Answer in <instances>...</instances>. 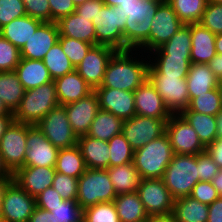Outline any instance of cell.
I'll use <instances>...</instances> for the list:
<instances>
[{"instance_id": "11e5206c", "label": "cell", "mask_w": 222, "mask_h": 222, "mask_svg": "<svg viewBox=\"0 0 222 222\" xmlns=\"http://www.w3.org/2000/svg\"><path fill=\"white\" fill-rule=\"evenodd\" d=\"M208 2L222 4V0H208Z\"/></svg>"}, {"instance_id": "d6a6232c", "label": "cell", "mask_w": 222, "mask_h": 222, "mask_svg": "<svg viewBox=\"0 0 222 222\" xmlns=\"http://www.w3.org/2000/svg\"><path fill=\"white\" fill-rule=\"evenodd\" d=\"M191 47L190 24H184L168 42L148 53V56H184V59H191Z\"/></svg>"}, {"instance_id": "7402d4cb", "label": "cell", "mask_w": 222, "mask_h": 222, "mask_svg": "<svg viewBox=\"0 0 222 222\" xmlns=\"http://www.w3.org/2000/svg\"><path fill=\"white\" fill-rule=\"evenodd\" d=\"M55 173L54 167L24 166L13 174V180L29 195L37 197L52 186Z\"/></svg>"}, {"instance_id": "4316f807", "label": "cell", "mask_w": 222, "mask_h": 222, "mask_svg": "<svg viewBox=\"0 0 222 222\" xmlns=\"http://www.w3.org/2000/svg\"><path fill=\"white\" fill-rule=\"evenodd\" d=\"M15 72L25 90L37 88L53 81L43 60L21 58Z\"/></svg>"}, {"instance_id": "8fae6325", "label": "cell", "mask_w": 222, "mask_h": 222, "mask_svg": "<svg viewBox=\"0 0 222 222\" xmlns=\"http://www.w3.org/2000/svg\"><path fill=\"white\" fill-rule=\"evenodd\" d=\"M36 126L59 149L77 144L78 136L72 130L66 110L62 105L53 108Z\"/></svg>"}, {"instance_id": "753ad0ef", "label": "cell", "mask_w": 222, "mask_h": 222, "mask_svg": "<svg viewBox=\"0 0 222 222\" xmlns=\"http://www.w3.org/2000/svg\"><path fill=\"white\" fill-rule=\"evenodd\" d=\"M218 91H219V94H220L221 107H222V80L219 81V83H218Z\"/></svg>"}, {"instance_id": "f907efd6", "label": "cell", "mask_w": 222, "mask_h": 222, "mask_svg": "<svg viewBox=\"0 0 222 222\" xmlns=\"http://www.w3.org/2000/svg\"><path fill=\"white\" fill-rule=\"evenodd\" d=\"M26 14L43 22H51V10L48 0H22Z\"/></svg>"}, {"instance_id": "7a4b0ae2", "label": "cell", "mask_w": 222, "mask_h": 222, "mask_svg": "<svg viewBox=\"0 0 222 222\" xmlns=\"http://www.w3.org/2000/svg\"><path fill=\"white\" fill-rule=\"evenodd\" d=\"M163 0H133L120 4L121 11L127 18L124 28V51L139 50L147 41L158 6Z\"/></svg>"}, {"instance_id": "f5cc1de1", "label": "cell", "mask_w": 222, "mask_h": 222, "mask_svg": "<svg viewBox=\"0 0 222 222\" xmlns=\"http://www.w3.org/2000/svg\"><path fill=\"white\" fill-rule=\"evenodd\" d=\"M189 196L206 205H210L219 197L210 181H198Z\"/></svg>"}, {"instance_id": "d590c367", "label": "cell", "mask_w": 222, "mask_h": 222, "mask_svg": "<svg viewBox=\"0 0 222 222\" xmlns=\"http://www.w3.org/2000/svg\"><path fill=\"white\" fill-rule=\"evenodd\" d=\"M180 115L194 128L199 140L207 147L218 137L216 116L183 110Z\"/></svg>"}, {"instance_id": "ba28073f", "label": "cell", "mask_w": 222, "mask_h": 222, "mask_svg": "<svg viewBox=\"0 0 222 222\" xmlns=\"http://www.w3.org/2000/svg\"><path fill=\"white\" fill-rule=\"evenodd\" d=\"M148 80L162 97L171 114H180L189 105V94L186 78L157 74L150 66Z\"/></svg>"}, {"instance_id": "ab89813d", "label": "cell", "mask_w": 222, "mask_h": 222, "mask_svg": "<svg viewBox=\"0 0 222 222\" xmlns=\"http://www.w3.org/2000/svg\"><path fill=\"white\" fill-rule=\"evenodd\" d=\"M43 62L53 81L75 70V67L63 52L59 42L47 52Z\"/></svg>"}, {"instance_id": "52a82bcc", "label": "cell", "mask_w": 222, "mask_h": 222, "mask_svg": "<svg viewBox=\"0 0 222 222\" xmlns=\"http://www.w3.org/2000/svg\"><path fill=\"white\" fill-rule=\"evenodd\" d=\"M127 18L118 7L104 5L92 19L96 33V45H105L116 51H124V28Z\"/></svg>"}, {"instance_id": "681fc988", "label": "cell", "mask_w": 222, "mask_h": 222, "mask_svg": "<svg viewBox=\"0 0 222 222\" xmlns=\"http://www.w3.org/2000/svg\"><path fill=\"white\" fill-rule=\"evenodd\" d=\"M25 15L27 14L22 0H0V29Z\"/></svg>"}, {"instance_id": "f1b7e54d", "label": "cell", "mask_w": 222, "mask_h": 222, "mask_svg": "<svg viewBox=\"0 0 222 222\" xmlns=\"http://www.w3.org/2000/svg\"><path fill=\"white\" fill-rule=\"evenodd\" d=\"M189 99L218 88L219 80L208 64H191L186 77Z\"/></svg>"}, {"instance_id": "c3c4849f", "label": "cell", "mask_w": 222, "mask_h": 222, "mask_svg": "<svg viewBox=\"0 0 222 222\" xmlns=\"http://www.w3.org/2000/svg\"><path fill=\"white\" fill-rule=\"evenodd\" d=\"M199 23L214 34L222 33V4L208 2Z\"/></svg>"}, {"instance_id": "74e56055", "label": "cell", "mask_w": 222, "mask_h": 222, "mask_svg": "<svg viewBox=\"0 0 222 222\" xmlns=\"http://www.w3.org/2000/svg\"><path fill=\"white\" fill-rule=\"evenodd\" d=\"M149 66L157 73L165 76L186 78L191 65V59L184 56H148Z\"/></svg>"}, {"instance_id": "f546056e", "label": "cell", "mask_w": 222, "mask_h": 222, "mask_svg": "<svg viewBox=\"0 0 222 222\" xmlns=\"http://www.w3.org/2000/svg\"><path fill=\"white\" fill-rule=\"evenodd\" d=\"M113 203L120 222H146L149 218L137 191L118 194Z\"/></svg>"}, {"instance_id": "a7ac6f4b", "label": "cell", "mask_w": 222, "mask_h": 222, "mask_svg": "<svg viewBox=\"0 0 222 222\" xmlns=\"http://www.w3.org/2000/svg\"><path fill=\"white\" fill-rule=\"evenodd\" d=\"M133 0H103L104 4L107 6L119 7L120 4L128 3Z\"/></svg>"}, {"instance_id": "816d5d0a", "label": "cell", "mask_w": 222, "mask_h": 222, "mask_svg": "<svg viewBox=\"0 0 222 222\" xmlns=\"http://www.w3.org/2000/svg\"><path fill=\"white\" fill-rule=\"evenodd\" d=\"M199 181H210L218 174L220 168L207 151L197 154Z\"/></svg>"}, {"instance_id": "5bb4252c", "label": "cell", "mask_w": 222, "mask_h": 222, "mask_svg": "<svg viewBox=\"0 0 222 222\" xmlns=\"http://www.w3.org/2000/svg\"><path fill=\"white\" fill-rule=\"evenodd\" d=\"M166 133L174 154L197 155L206 151L194 128L180 114L170 116Z\"/></svg>"}, {"instance_id": "3957f363", "label": "cell", "mask_w": 222, "mask_h": 222, "mask_svg": "<svg viewBox=\"0 0 222 222\" xmlns=\"http://www.w3.org/2000/svg\"><path fill=\"white\" fill-rule=\"evenodd\" d=\"M174 152L167 133L134 151L133 164L142 179L162 178Z\"/></svg>"}, {"instance_id": "d4e9b609", "label": "cell", "mask_w": 222, "mask_h": 222, "mask_svg": "<svg viewBox=\"0 0 222 222\" xmlns=\"http://www.w3.org/2000/svg\"><path fill=\"white\" fill-rule=\"evenodd\" d=\"M56 24L59 30V37H71L96 45L95 27L90 19L73 12L59 19Z\"/></svg>"}, {"instance_id": "db71d44e", "label": "cell", "mask_w": 222, "mask_h": 222, "mask_svg": "<svg viewBox=\"0 0 222 222\" xmlns=\"http://www.w3.org/2000/svg\"><path fill=\"white\" fill-rule=\"evenodd\" d=\"M48 2L51 10V22H57L76 10L72 0H48Z\"/></svg>"}, {"instance_id": "30bf717a", "label": "cell", "mask_w": 222, "mask_h": 222, "mask_svg": "<svg viewBox=\"0 0 222 222\" xmlns=\"http://www.w3.org/2000/svg\"><path fill=\"white\" fill-rule=\"evenodd\" d=\"M27 124L12 121L0 140V154L5 166L14 174L24 167L26 158Z\"/></svg>"}, {"instance_id": "277c9868", "label": "cell", "mask_w": 222, "mask_h": 222, "mask_svg": "<svg viewBox=\"0 0 222 222\" xmlns=\"http://www.w3.org/2000/svg\"><path fill=\"white\" fill-rule=\"evenodd\" d=\"M59 105L54 81L25 91L13 119L19 123L36 125L53 108Z\"/></svg>"}, {"instance_id": "8c879c8a", "label": "cell", "mask_w": 222, "mask_h": 222, "mask_svg": "<svg viewBox=\"0 0 222 222\" xmlns=\"http://www.w3.org/2000/svg\"><path fill=\"white\" fill-rule=\"evenodd\" d=\"M0 115H13V113L7 110V108L4 106L1 100H0Z\"/></svg>"}, {"instance_id": "03108f58", "label": "cell", "mask_w": 222, "mask_h": 222, "mask_svg": "<svg viewBox=\"0 0 222 222\" xmlns=\"http://www.w3.org/2000/svg\"><path fill=\"white\" fill-rule=\"evenodd\" d=\"M0 178H13V174L5 166L0 154Z\"/></svg>"}, {"instance_id": "b9f144b4", "label": "cell", "mask_w": 222, "mask_h": 222, "mask_svg": "<svg viewBox=\"0 0 222 222\" xmlns=\"http://www.w3.org/2000/svg\"><path fill=\"white\" fill-rule=\"evenodd\" d=\"M109 167H115L133 162L134 150L124 135L113 136L109 141Z\"/></svg>"}, {"instance_id": "6f0895ef", "label": "cell", "mask_w": 222, "mask_h": 222, "mask_svg": "<svg viewBox=\"0 0 222 222\" xmlns=\"http://www.w3.org/2000/svg\"><path fill=\"white\" fill-rule=\"evenodd\" d=\"M206 151L212 157L213 161L222 168V138L217 137L206 147Z\"/></svg>"}, {"instance_id": "83f0119b", "label": "cell", "mask_w": 222, "mask_h": 222, "mask_svg": "<svg viewBox=\"0 0 222 222\" xmlns=\"http://www.w3.org/2000/svg\"><path fill=\"white\" fill-rule=\"evenodd\" d=\"M43 21L25 15L0 29V35L21 50Z\"/></svg>"}, {"instance_id": "ffe728a7", "label": "cell", "mask_w": 222, "mask_h": 222, "mask_svg": "<svg viewBox=\"0 0 222 222\" xmlns=\"http://www.w3.org/2000/svg\"><path fill=\"white\" fill-rule=\"evenodd\" d=\"M56 22H43L20 50L21 58L43 60L47 52L58 42Z\"/></svg>"}, {"instance_id": "94428289", "label": "cell", "mask_w": 222, "mask_h": 222, "mask_svg": "<svg viewBox=\"0 0 222 222\" xmlns=\"http://www.w3.org/2000/svg\"><path fill=\"white\" fill-rule=\"evenodd\" d=\"M211 71L218 78L219 81L222 80V54H216L211 61L208 63Z\"/></svg>"}, {"instance_id": "003e7915", "label": "cell", "mask_w": 222, "mask_h": 222, "mask_svg": "<svg viewBox=\"0 0 222 222\" xmlns=\"http://www.w3.org/2000/svg\"><path fill=\"white\" fill-rule=\"evenodd\" d=\"M11 180H13V178H0V216H1L2 196L4 188Z\"/></svg>"}, {"instance_id": "6125c7cd", "label": "cell", "mask_w": 222, "mask_h": 222, "mask_svg": "<svg viewBox=\"0 0 222 222\" xmlns=\"http://www.w3.org/2000/svg\"><path fill=\"white\" fill-rule=\"evenodd\" d=\"M146 222H177L173 214L149 216Z\"/></svg>"}, {"instance_id": "7c38bea8", "label": "cell", "mask_w": 222, "mask_h": 222, "mask_svg": "<svg viewBox=\"0 0 222 222\" xmlns=\"http://www.w3.org/2000/svg\"><path fill=\"white\" fill-rule=\"evenodd\" d=\"M168 120L134 115L123 120L122 134L135 151L166 133Z\"/></svg>"}, {"instance_id": "4fadbf2b", "label": "cell", "mask_w": 222, "mask_h": 222, "mask_svg": "<svg viewBox=\"0 0 222 222\" xmlns=\"http://www.w3.org/2000/svg\"><path fill=\"white\" fill-rule=\"evenodd\" d=\"M35 207V197L29 195L14 180L6 185L1 207V218L5 222H28Z\"/></svg>"}, {"instance_id": "1f68e13d", "label": "cell", "mask_w": 222, "mask_h": 222, "mask_svg": "<svg viewBox=\"0 0 222 222\" xmlns=\"http://www.w3.org/2000/svg\"><path fill=\"white\" fill-rule=\"evenodd\" d=\"M25 91L15 71L0 72V100L9 112H15Z\"/></svg>"}, {"instance_id": "603a6c76", "label": "cell", "mask_w": 222, "mask_h": 222, "mask_svg": "<svg viewBox=\"0 0 222 222\" xmlns=\"http://www.w3.org/2000/svg\"><path fill=\"white\" fill-rule=\"evenodd\" d=\"M191 64H208L217 54L215 46L216 34L200 23H190Z\"/></svg>"}, {"instance_id": "44dd1931", "label": "cell", "mask_w": 222, "mask_h": 222, "mask_svg": "<svg viewBox=\"0 0 222 222\" xmlns=\"http://www.w3.org/2000/svg\"><path fill=\"white\" fill-rule=\"evenodd\" d=\"M136 115L169 120L172 115L162 97L147 79L134 92Z\"/></svg>"}, {"instance_id": "ac0fdd59", "label": "cell", "mask_w": 222, "mask_h": 222, "mask_svg": "<svg viewBox=\"0 0 222 222\" xmlns=\"http://www.w3.org/2000/svg\"><path fill=\"white\" fill-rule=\"evenodd\" d=\"M64 108L74 133L78 137L86 135L100 110L98 95L93 91L76 102L64 105Z\"/></svg>"}, {"instance_id": "836d02e7", "label": "cell", "mask_w": 222, "mask_h": 222, "mask_svg": "<svg viewBox=\"0 0 222 222\" xmlns=\"http://www.w3.org/2000/svg\"><path fill=\"white\" fill-rule=\"evenodd\" d=\"M122 125L123 120L121 118L100 109L86 135L108 142L113 136L122 133Z\"/></svg>"}, {"instance_id": "484cf974", "label": "cell", "mask_w": 222, "mask_h": 222, "mask_svg": "<svg viewBox=\"0 0 222 222\" xmlns=\"http://www.w3.org/2000/svg\"><path fill=\"white\" fill-rule=\"evenodd\" d=\"M77 145L81 150L87 168H109L110 150L108 142L83 135L78 137Z\"/></svg>"}, {"instance_id": "bcb514c9", "label": "cell", "mask_w": 222, "mask_h": 222, "mask_svg": "<svg viewBox=\"0 0 222 222\" xmlns=\"http://www.w3.org/2000/svg\"><path fill=\"white\" fill-rule=\"evenodd\" d=\"M20 59V50L0 35V72L15 71Z\"/></svg>"}, {"instance_id": "e7e4bbea", "label": "cell", "mask_w": 222, "mask_h": 222, "mask_svg": "<svg viewBox=\"0 0 222 222\" xmlns=\"http://www.w3.org/2000/svg\"><path fill=\"white\" fill-rule=\"evenodd\" d=\"M212 185L216 189L219 196H222V168L218 174L211 180Z\"/></svg>"}, {"instance_id": "e0dca14e", "label": "cell", "mask_w": 222, "mask_h": 222, "mask_svg": "<svg viewBox=\"0 0 222 222\" xmlns=\"http://www.w3.org/2000/svg\"><path fill=\"white\" fill-rule=\"evenodd\" d=\"M115 52L116 50L112 47L95 45L75 68L93 90L101 85L107 64Z\"/></svg>"}, {"instance_id": "e575fe53", "label": "cell", "mask_w": 222, "mask_h": 222, "mask_svg": "<svg viewBox=\"0 0 222 222\" xmlns=\"http://www.w3.org/2000/svg\"><path fill=\"white\" fill-rule=\"evenodd\" d=\"M172 214L177 222H207L208 205L191 196L175 199Z\"/></svg>"}, {"instance_id": "6da1fadb", "label": "cell", "mask_w": 222, "mask_h": 222, "mask_svg": "<svg viewBox=\"0 0 222 222\" xmlns=\"http://www.w3.org/2000/svg\"><path fill=\"white\" fill-rule=\"evenodd\" d=\"M149 57L140 50L116 51L99 87L134 92L148 79Z\"/></svg>"}, {"instance_id": "f6af8a7d", "label": "cell", "mask_w": 222, "mask_h": 222, "mask_svg": "<svg viewBox=\"0 0 222 222\" xmlns=\"http://www.w3.org/2000/svg\"><path fill=\"white\" fill-rule=\"evenodd\" d=\"M58 42L75 68L82 62L89 50L94 46L93 44L71 37H59Z\"/></svg>"}, {"instance_id": "9c48e42d", "label": "cell", "mask_w": 222, "mask_h": 222, "mask_svg": "<svg viewBox=\"0 0 222 222\" xmlns=\"http://www.w3.org/2000/svg\"><path fill=\"white\" fill-rule=\"evenodd\" d=\"M184 23L178 18L172 7L163 1L157 8L151 21L148 41L139 49L148 54L168 42Z\"/></svg>"}, {"instance_id": "7dc6e473", "label": "cell", "mask_w": 222, "mask_h": 222, "mask_svg": "<svg viewBox=\"0 0 222 222\" xmlns=\"http://www.w3.org/2000/svg\"><path fill=\"white\" fill-rule=\"evenodd\" d=\"M52 187L60 194V196L64 200L77 199L78 178L56 172L53 179Z\"/></svg>"}, {"instance_id": "89a4df30", "label": "cell", "mask_w": 222, "mask_h": 222, "mask_svg": "<svg viewBox=\"0 0 222 222\" xmlns=\"http://www.w3.org/2000/svg\"><path fill=\"white\" fill-rule=\"evenodd\" d=\"M216 52L222 54V33L216 34L215 37Z\"/></svg>"}, {"instance_id": "91938a15", "label": "cell", "mask_w": 222, "mask_h": 222, "mask_svg": "<svg viewBox=\"0 0 222 222\" xmlns=\"http://www.w3.org/2000/svg\"><path fill=\"white\" fill-rule=\"evenodd\" d=\"M28 222H57L50 211L35 207Z\"/></svg>"}, {"instance_id": "4dcf8cb0", "label": "cell", "mask_w": 222, "mask_h": 222, "mask_svg": "<svg viewBox=\"0 0 222 222\" xmlns=\"http://www.w3.org/2000/svg\"><path fill=\"white\" fill-rule=\"evenodd\" d=\"M116 194L136 192L142 180L133 162L106 169Z\"/></svg>"}, {"instance_id": "11a10c76", "label": "cell", "mask_w": 222, "mask_h": 222, "mask_svg": "<svg viewBox=\"0 0 222 222\" xmlns=\"http://www.w3.org/2000/svg\"><path fill=\"white\" fill-rule=\"evenodd\" d=\"M63 201L64 199L52 186L46 188L35 197L36 207H55Z\"/></svg>"}, {"instance_id": "5b68a950", "label": "cell", "mask_w": 222, "mask_h": 222, "mask_svg": "<svg viewBox=\"0 0 222 222\" xmlns=\"http://www.w3.org/2000/svg\"><path fill=\"white\" fill-rule=\"evenodd\" d=\"M197 155L174 154L162 180L174 199L187 197L199 181Z\"/></svg>"}, {"instance_id": "680465c9", "label": "cell", "mask_w": 222, "mask_h": 222, "mask_svg": "<svg viewBox=\"0 0 222 222\" xmlns=\"http://www.w3.org/2000/svg\"><path fill=\"white\" fill-rule=\"evenodd\" d=\"M207 222H222V196L208 205Z\"/></svg>"}, {"instance_id": "2644e50d", "label": "cell", "mask_w": 222, "mask_h": 222, "mask_svg": "<svg viewBox=\"0 0 222 222\" xmlns=\"http://www.w3.org/2000/svg\"><path fill=\"white\" fill-rule=\"evenodd\" d=\"M218 137L222 138V111L216 116Z\"/></svg>"}, {"instance_id": "f35d334b", "label": "cell", "mask_w": 222, "mask_h": 222, "mask_svg": "<svg viewBox=\"0 0 222 222\" xmlns=\"http://www.w3.org/2000/svg\"><path fill=\"white\" fill-rule=\"evenodd\" d=\"M184 24L199 23L208 0H166Z\"/></svg>"}, {"instance_id": "ee69618b", "label": "cell", "mask_w": 222, "mask_h": 222, "mask_svg": "<svg viewBox=\"0 0 222 222\" xmlns=\"http://www.w3.org/2000/svg\"><path fill=\"white\" fill-rule=\"evenodd\" d=\"M83 222H120L115 204L101 202L83 210Z\"/></svg>"}, {"instance_id": "be15d7a7", "label": "cell", "mask_w": 222, "mask_h": 222, "mask_svg": "<svg viewBox=\"0 0 222 222\" xmlns=\"http://www.w3.org/2000/svg\"><path fill=\"white\" fill-rule=\"evenodd\" d=\"M13 115H0V140L6 130V128L13 121Z\"/></svg>"}, {"instance_id": "2a66077c", "label": "cell", "mask_w": 222, "mask_h": 222, "mask_svg": "<svg viewBox=\"0 0 222 222\" xmlns=\"http://www.w3.org/2000/svg\"><path fill=\"white\" fill-rule=\"evenodd\" d=\"M0 222H5V221L1 218V216H0Z\"/></svg>"}, {"instance_id": "d6986e66", "label": "cell", "mask_w": 222, "mask_h": 222, "mask_svg": "<svg viewBox=\"0 0 222 222\" xmlns=\"http://www.w3.org/2000/svg\"><path fill=\"white\" fill-rule=\"evenodd\" d=\"M101 110L108 111L122 120L136 115L133 92L114 88L97 87L95 90Z\"/></svg>"}, {"instance_id": "60d3db41", "label": "cell", "mask_w": 222, "mask_h": 222, "mask_svg": "<svg viewBox=\"0 0 222 222\" xmlns=\"http://www.w3.org/2000/svg\"><path fill=\"white\" fill-rule=\"evenodd\" d=\"M185 110L217 116L222 111L218 88H214L199 97L191 98L189 105Z\"/></svg>"}, {"instance_id": "cb8c5ba5", "label": "cell", "mask_w": 222, "mask_h": 222, "mask_svg": "<svg viewBox=\"0 0 222 222\" xmlns=\"http://www.w3.org/2000/svg\"><path fill=\"white\" fill-rule=\"evenodd\" d=\"M59 105H67L86 97L94 90L76 70L54 80Z\"/></svg>"}, {"instance_id": "7bdbcfd3", "label": "cell", "mask_w": 222, "mask_h": 222, "mask_svg": "<svg viewBox=\"0 0 222 222\" xmlns=\"http://www.w3.org/2000/svg\"><path fill=\"white\" fill-rule=\"evenodd\" d=\"M50 211L57 222H83V209L76 200H64L55 207H38Z\"/></svg>"}, {"instance_id": "34e18365", "label": "cell", "mask_w": 222, "mask_h": 222, "mask_svg": "<svg viewBox=\"0 0 222 222\" xmlns=\"http://www.w3.org/2000/svg\"><path fill=\"white\" fill-rule=\"evenodd\" d=\"M73 1V3L75 4V6H78V5H80V4H83L85 1H87V0H72Z\"/></svg>"}, {"instance_id": "2e32d148", "label": "cell", "mask_w": 222, "mask_h": 222, "mask_svg": "<svg viewBox=\"0 0 222 222\" xmlns=\"http://www.w3.org/2000/svg\"><path fill=\"white\" fill-rule=\"evenodd\" d=\"M24 166L55 167L59 148L55 147L36 125L27 124Z\"/></svg>"}, {"instance_id": "9f6ffc18", "label": "cell", "mask_w": 222, "mask_h": 222, "mask_svg": "<svg viewBox=\"0 0 222 222\" xmlns=\"http://www.w3.org/2000/svg\"><path fill=\"white\" fill-rule=\"evenodd\" d=\"M103 0H87L83 4L76 6L75 12L92 21L96 17L97 12L104 6Z\"/></svg>"}, {"instance_id": "8d00e7d4", "label": "cell", "mask_w": 222, "mask_h": 222, "mask_svg": "<svg viewBox=\"0 0 222 222\" xmlns=\"http://www.w3.org/2000/svg\"><path fill=\"white\" fill-rule=\"evenodd\" d=\"M54 168L56 172L79 178L86 171L87 167L78 145L59 149Z\"/></svg>"}, {"instance_id": "9a60e30c", "label": "cell", "mask_w": 222, "mask_h": 222, "mask_svg": "<svg viewBox=\"0 0 222 222\" xmlns=\"http://www.w3.org/2000/svg\"><path fill=\"white\" fill-rule=\"evenodd\" d=\"M137 192L149 216L172 213L175 199L162 178L142 179Z\"/></svg>"}, {"instance_id": "8992f818", "label": "cell", "mask_w": 222, "mask_h": 222, "mask_svg": "<svg viewBox=\"0 0 222 222\" xmlns=\"http://www.w3.org/2000/svg\"><path fill=\"white\" fill-rule=\"evenodd\" d=\"M117 196L106 169H89L78 178L77 199L81 208L112 202Z\"/></svg>"}]
</instances>
